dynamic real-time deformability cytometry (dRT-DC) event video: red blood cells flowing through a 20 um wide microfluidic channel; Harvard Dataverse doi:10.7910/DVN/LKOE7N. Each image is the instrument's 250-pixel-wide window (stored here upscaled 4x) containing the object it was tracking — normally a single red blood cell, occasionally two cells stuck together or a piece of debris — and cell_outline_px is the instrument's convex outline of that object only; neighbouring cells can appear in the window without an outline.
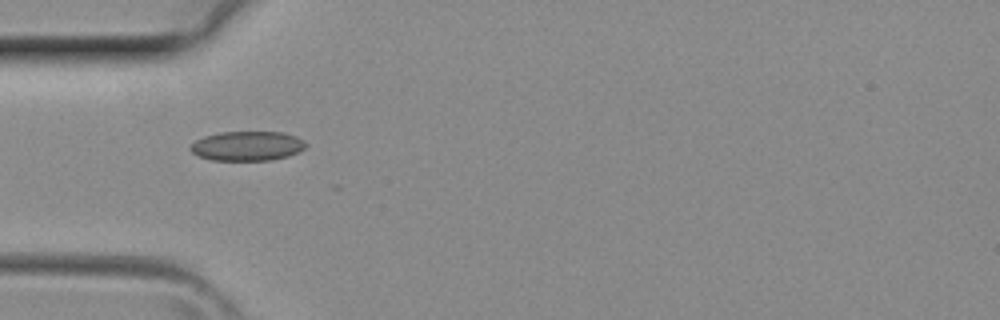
{"species": "common noctule bat (a hibernating species)", "species_latin": "Nyctalus noctula", "temperature_condition": "room temperature", "stored_images_in_passage": 4, "camera_frame_rate_fps": 3000, "um_per_image_px": 0.085, "animal": {"sex": "female", "body_mass_g": 29.2, "forearm_length_mm": 56.3}, "frame": {"image": 1, "passage_image": 3, "time_ms": 0.667, "image_size_px": [1000, 320], "cell_outline_px": [[308, 144], [304, 148], [288, 156], [272, 160], [212, 160], [200, 156], [192, 152], [188, 148], [196, 140], [204, 136], [220, 132], [284, 132], [296, 136], [304, 140]], "centroid_in_image_um": [21.03, 12.4], "position_along_channel_um": 64.0, "area_um2": 19.83}}
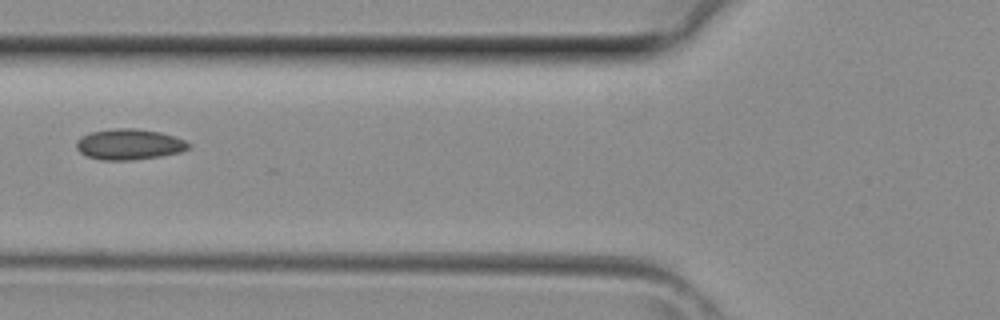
{"frame": {"image": 2, "passage_image": 4, "time_ms": 1.0, "image_size_px": [1000, 320], "cell_outline_px": [[192, 144], [188, 148], [180, 152], [160, 156], [132, 160], [100, 160], [88, 156], [80, 152], [76, 148], [76, 140], [80, 136], [88, 132], [116, 128], [136, 128], [160, 132], [184, 140]], "centroid_in_image_um": [10.94, 12.26], "position_along_channel_um": 114.9, "area_um2": 20.17}}